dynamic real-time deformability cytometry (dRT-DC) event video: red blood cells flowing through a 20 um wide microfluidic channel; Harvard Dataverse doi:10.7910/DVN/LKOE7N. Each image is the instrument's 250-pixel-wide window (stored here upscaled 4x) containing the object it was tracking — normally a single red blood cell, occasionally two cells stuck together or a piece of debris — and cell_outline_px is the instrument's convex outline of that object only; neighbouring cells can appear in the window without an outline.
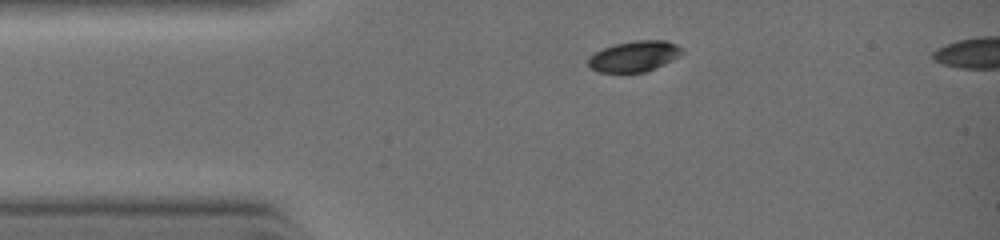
{"species": "common noctule bat (a hibernating species)", "species_latin": "Nyctalus noctula", "temperature_condition": "warm", "stored_images_in_passage": 15, "camera_frame_rate_fps": 3000, "um_per_image_px": 0.085, "animal": {"sex": "female", "body_mass_g": 19.0, "forearm_length_mm": 51.5}, "frame": {"image": 1, "passage_image": 1, "time_ms": 0.0, "image_size_px": [1000, 240], "cell_outline_px": [[684, 52], [680, 56], [664, 64], [644, 72], [600, 72], [592, 68], [588, 64], [588, 60], [596, 52], [604, 48], [616, 44], [636, 40], [664, 40], [676, 44], [684, 48]], "centroid_in_image_um": [53.97, 4.77], "position_along_channel_um": 31.0, "area_um2": 16.59}}
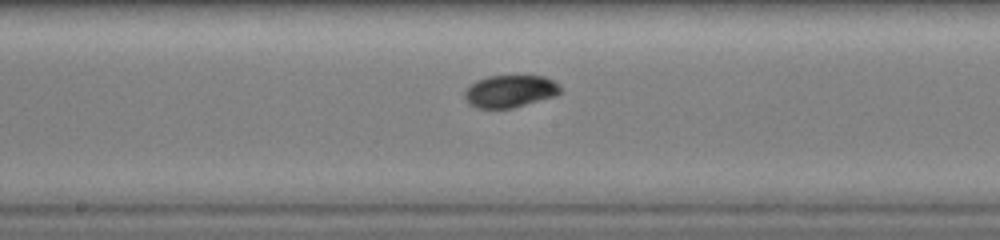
{"frame": {"image": 2, "passage_image": 11, "time_ms": 3.667, "image_size_px": [1000, 240], "cell_outline_px": [[564, 92], [556, 96], [512, 108], [480, 108], [468, 104], [464, 96], [464, 92], [476, 80], [488, 76], [544, 76], [556, 80], [560, 84]], "centroid_in_image_um": [43.42, 7.75], "position_along_channel_um": 204.8, "area_um2": 18.26}}
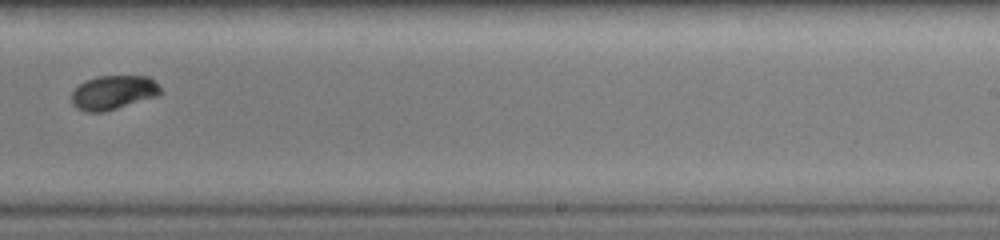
{"frame": {"image": 3, "passage_image": 14, "time_ms": 5.0, "image_size_px": [1000, 240], "cell_outline_px": [[164, 92], [160, 96], [104, 112], [88, 112], [76, 108], [72, 104], [72, 92], [80, 84], [96, 76], [148, 76]], "centroid_in_image_um": [9.66, 7.87], "position_along_channel_um": 279.3, "area_um2": 17.74}}